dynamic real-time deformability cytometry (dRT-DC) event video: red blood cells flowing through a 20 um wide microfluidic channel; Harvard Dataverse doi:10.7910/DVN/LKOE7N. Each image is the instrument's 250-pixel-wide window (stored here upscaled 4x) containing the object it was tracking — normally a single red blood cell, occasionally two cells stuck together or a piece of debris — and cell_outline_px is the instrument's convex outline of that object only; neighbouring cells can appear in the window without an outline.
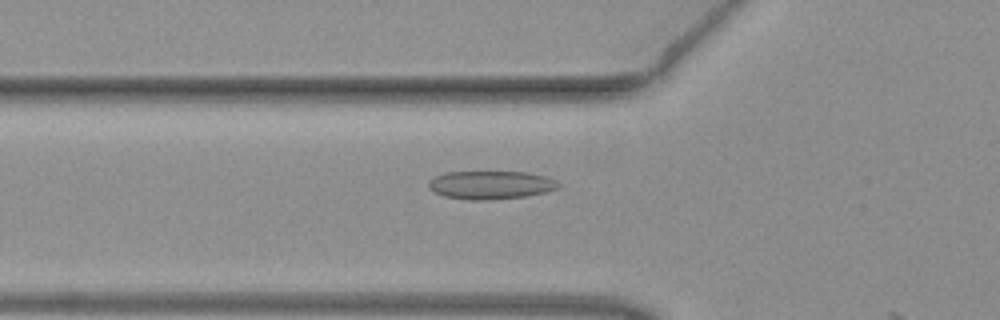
{"species": "common noctule bat (a hibernating species)", "species_latin": "Nyctalus noctula", "temperature_condition": "warm", "stored_images_in_passage": 17, "camera_frame_rate_fps": 3000, "um_per_image_px": 0.085, "animal": {"sex": "female", "body_mass_g": 19.3, "forearm_length_mm": 54.1}, "frame": {"image": 1, "passage_image": 16, "time_ms": 5.0, "image_size_px": [1000, 320], "cell_outline_px": [[560, 188], [544, 192], [524, 196], [484, 200], [468, 200], [444, 196], [428, 188], [428, 180], [444, 172], [528, 172], [544, 176], [560, 184]], "centroid_in_image_um": [41.67, 15.72], "position_along_channel_um": 84.1, "area_um2": 21.21}}